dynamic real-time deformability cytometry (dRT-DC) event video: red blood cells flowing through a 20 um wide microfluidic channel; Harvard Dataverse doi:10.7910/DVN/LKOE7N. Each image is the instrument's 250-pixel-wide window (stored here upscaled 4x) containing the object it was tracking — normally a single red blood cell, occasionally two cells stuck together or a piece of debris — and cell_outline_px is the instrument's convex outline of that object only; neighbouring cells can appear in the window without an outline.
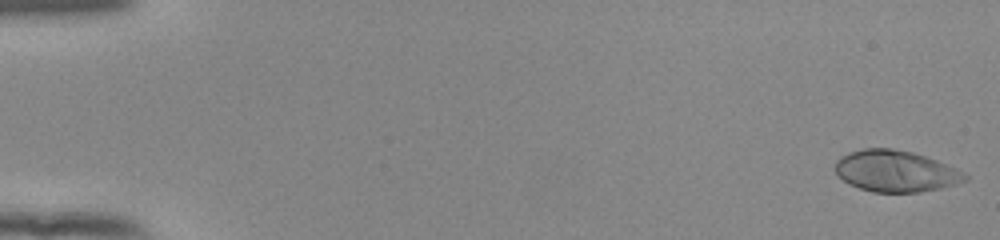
{"species": "human", "species_latin": "Homo sapiens", "temperature_condition": "room temperature", "stored_images_in_passage": 54, "camera_frame_rate_fps": 3000, "um_per_image_px": 0.085, "donor": {"sex": "female"}, "frame": {"image": 1, "passage_image": 1, "time_ms": 0.0, "image_size_px": [1000, 240], "cell_outline_px": [[968, 180], [956, 184], [940, 188], [920, 192], [872, 192], [848, 184], [836, 172], [836, 160], [840, 156], [848, 152], [864, 148], [892, 148], [912, 152], [936, 160], [956, 168], [968, 176]], "centroid_in_image_um": [76.12, 14.54], "position_along_channel_um": 8.9, "area_um2": 31.27}}
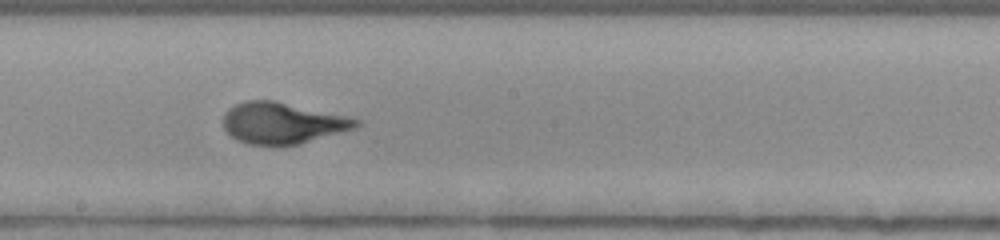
{"frame": {"image": 2, "passage_image": 31, "time_ms": 10.0, "image_size_px": [1000, 240], "cell_outline_px": [[364, 124], [356, 128], [300, 144], [248, 144], [236, 140], [224, 128], [224, 112], [228, 108], [244, 100], [276, 100], [344, 116], [360, 120]], "centroid_in_image_um": [24.01, 10.45], "position_along_channel_um": 224.2, "area_um2": 31.79}}
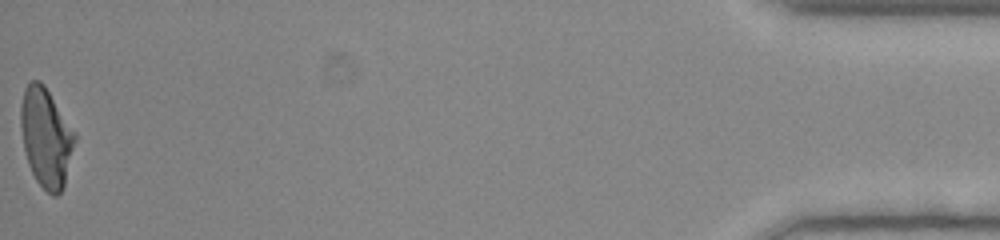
{"frame": {"image": 3, "passage_image": 54, "time_ms": 17.667, "image_size_px": [1000, 240], "cell_outline_px": [[76, 140], [64, 184], [60, 192], [56, 196], [52, 196], [36, 180], [28, 164], [24, 148], [20, 128], [20, 104], [24, 88], [32, 80], [40, 80], [44, 84], [76, 132]], "centroid_in_image_um": [3.91, 11.64], "position_along_channel_um": 431.3, "area_um2": 31.33}, "authors_computed_cell_mechanics": {"area_um2": 31.0964, "velocity_mm_per_s": 3.8781, "shape_relaxation_time_tau1_ms": 4.192, "shape_relaxation_time_tau2_ms": null, "deformation_change_tau1": 0.2298, "deformation_change_tau2": null}}